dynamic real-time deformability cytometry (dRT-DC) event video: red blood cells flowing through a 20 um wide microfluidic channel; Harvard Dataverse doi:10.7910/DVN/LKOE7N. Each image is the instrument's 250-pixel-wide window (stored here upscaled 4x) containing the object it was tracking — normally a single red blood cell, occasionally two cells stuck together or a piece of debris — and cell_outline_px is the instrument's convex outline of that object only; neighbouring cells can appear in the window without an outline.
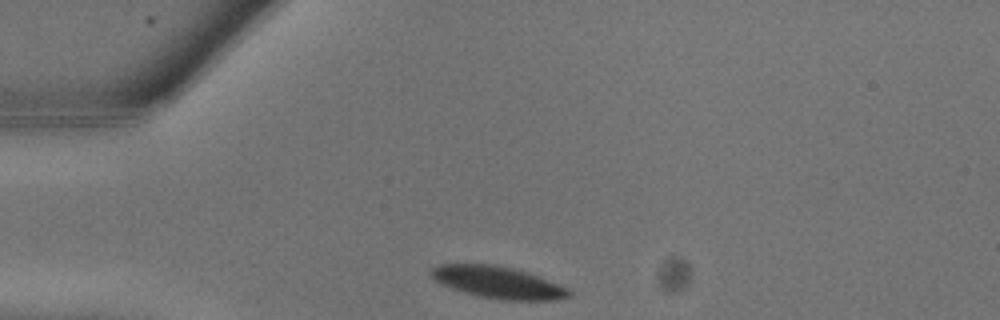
{"species": "common noctule bat (a hibernating species)", "species_latin": "Nyctalus noctula", "temperature_condition": "warm", "stored_images_in_passage": 4, "camera_frame_rate_fps": 3000, "um_per_image_px": 0.085, "animal": {"sex": "male", "body_mass_g": 13.3}, "frame": {"image": 1, "passage_image": 1, "time_ms": 0.0, "image_size_px": [1000, 320], "cell_outline_px": [[572, 296], [556, 300], [504, 300], [480, 296], [452, 288], [436, 280], [432, 276], [432, 268], [440, 264], [492, 264], [512, 268], [528, 272], [560, 284], [568, 288], [572, 292]], "centroid_in_image_um": [42.42, 24.0], "position_along_channel_um": 42.6, "area_um2": 25.37}}